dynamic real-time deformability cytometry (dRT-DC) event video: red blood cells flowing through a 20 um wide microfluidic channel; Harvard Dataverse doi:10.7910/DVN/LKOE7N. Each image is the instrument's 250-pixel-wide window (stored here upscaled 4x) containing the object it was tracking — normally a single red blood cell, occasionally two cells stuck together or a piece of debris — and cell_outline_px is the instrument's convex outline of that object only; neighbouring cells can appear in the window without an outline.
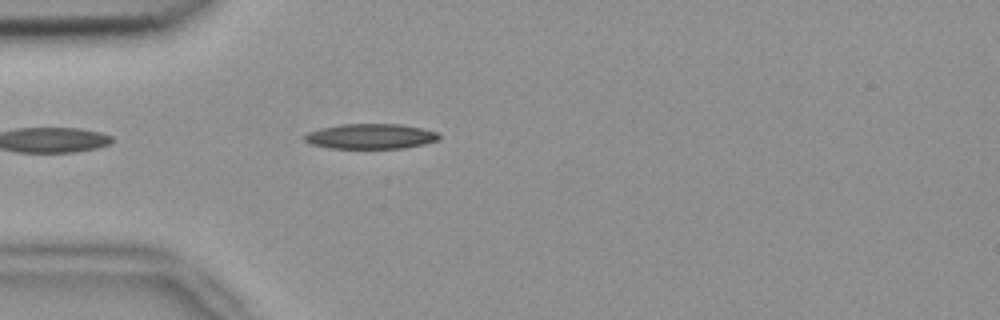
{"species": "common noctule bat (a hibernating species)", "species_latin": "Nyctalus noctula", "temperature_condition": "room temperature", "stored_images_in_passage": 12, "camera_frame_rate_fps": 3000, "um_per_image_px": 0.085, "animal": {"sex": "female", "body_mass_g": 18.4}, "frame": {"image": 1, "passage_image": 4, "time_ms": 1.0, "image_size_px": [1000, 320], "cell_outline_px": [[440, 140], [424, 144], [404, 148], [328, 148], [312, 144], [304, 140], [304, 136], [308, 132], [320, 128], [340, 124], [400, 124], [420, 128], [436, 132], [440, 136]], "centroid_in_image_um": [31.5, 11.59], "position_along_channel_um": 53.5, "area_um2": 19.65}}